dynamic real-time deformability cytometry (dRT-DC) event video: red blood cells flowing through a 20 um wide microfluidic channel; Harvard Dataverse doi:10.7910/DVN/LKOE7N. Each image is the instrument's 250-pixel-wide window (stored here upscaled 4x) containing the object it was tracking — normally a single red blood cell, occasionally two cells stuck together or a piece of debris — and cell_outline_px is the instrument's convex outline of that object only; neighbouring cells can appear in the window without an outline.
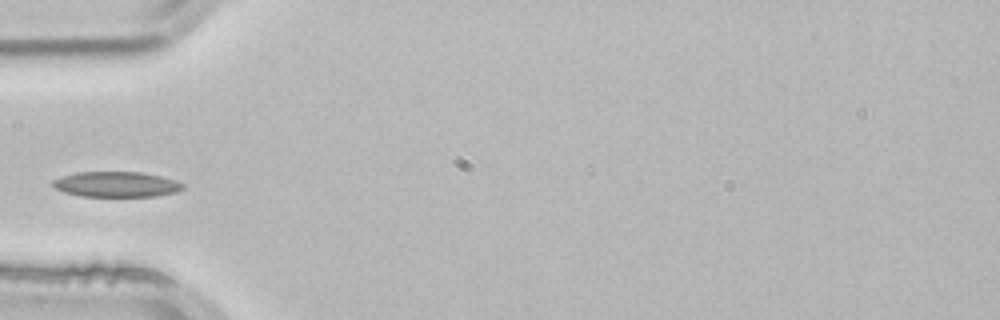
{"species": "common noctule bat (a hibernating species)", "species_latin": "Nyctalus noctula", "temperature_condition": "room temperature", "stored_images_in_passage": 3, "camera_frame_rate_fps": 3000, "um_per_image_px": 0.085, "animal": {"sex": "male", "body_mass_g": 21.5, "forearm_length_mm": 52.0}, "frame": {"image": 1, "passage_image": 3, "time_ms": 0.667, "image_size_px": [1000, 320], "cell_outline_px": [[184, 188], [176, 192], [156, 196], [80, 196], [64, 192], [56, 188], [52, 184], [52, 180], [76, 172], [140, 172], [160, 176], [176, 180], [184, 184]], "centroid_in_image_um": [9.91, 15.67], "position_along_channel_um": 75.1, "area_um2": 19.13}}